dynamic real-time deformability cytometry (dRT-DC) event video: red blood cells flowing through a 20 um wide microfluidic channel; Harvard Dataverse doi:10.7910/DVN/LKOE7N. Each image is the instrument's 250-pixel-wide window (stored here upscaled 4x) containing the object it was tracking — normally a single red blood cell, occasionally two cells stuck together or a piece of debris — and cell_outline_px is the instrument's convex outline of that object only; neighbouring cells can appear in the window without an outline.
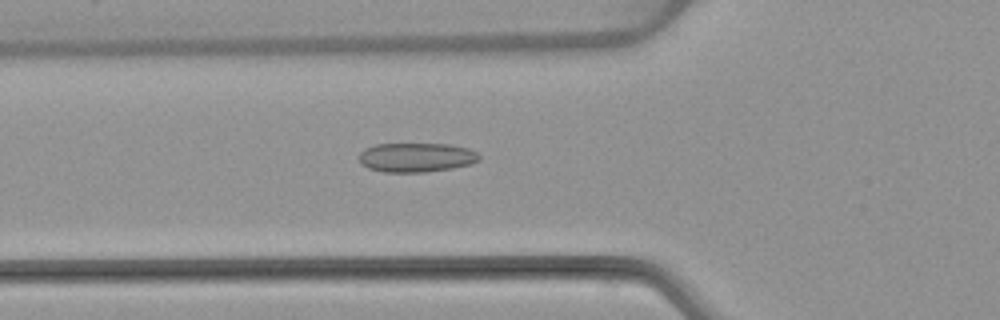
{"species": "common noctule bat (a hibernating species)", "species_latin": "Nyctalus noctula", "temperature_condition": "warm", "stored_images_in_passage": 53, "camera_frame_rate_fps": 3000, "um_per_image_px": 0.085, "animal": {"sex": "female", "body_mass_g": 22.7, "forearm_length_mm": 54.2}, "frame": {"image": 1, "passage_image": 19, "time_ms": 6.0, "image_size_px": [1000, 320], "cell_outline_px": [[480, 160], [472, 164], [452, 168], [424, 172], [384, 172], [368, 168], [360, 164], [360, 152], [364, 148], [376, 144], [448, 144], [468, 148], [476, 152], [480, 156]], "centroid_in_image_um": [35.38, 13.38], "position_along_channel_um": 90.4, "area_um2": 20.58}}
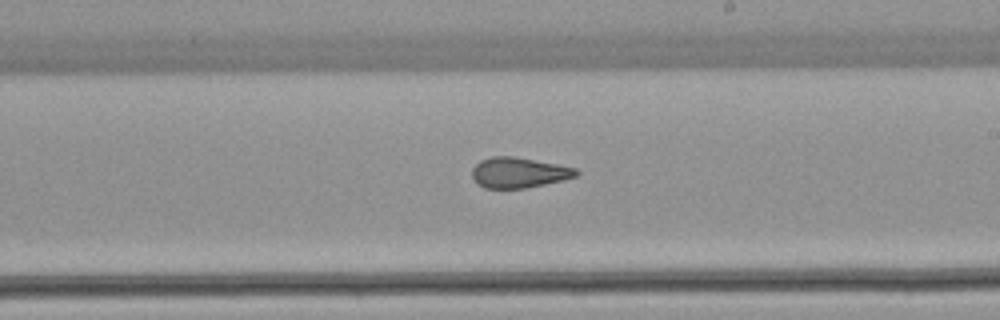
{"frame": {"image": 2, "passage_image": 31, "time_ms": 10.0, "image_size_px": [1000, 320], "cell_outline_px": [[580, 172], [576, 176], [564, 180], [524, 188], [484, 188], [476, 184], [472, 176], [472, 168], [480, 160], [492, 156], [516, 156], [576, 168]], "centroid_in_image_um": [44.07, 14.67], "position_along_channel_um": 244.9, "area_um2": 18.55}}
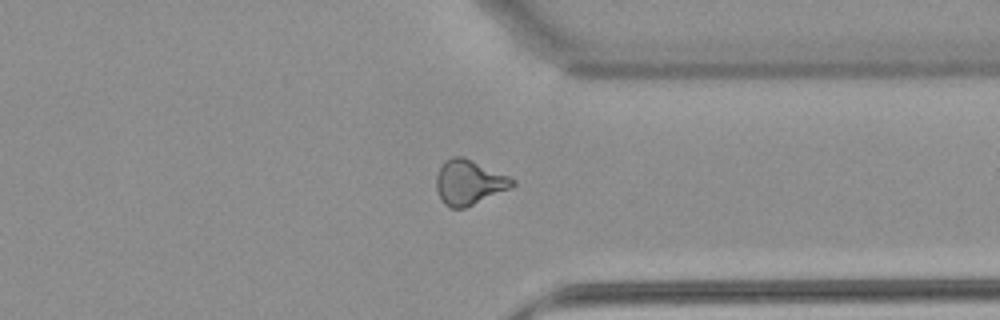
{"frame": {"image": 3, "passage_image": 41, "time_ms": 13.333, "image_size_px": [1000, 320], "cell_outline_px": [[516, 184], [512, 188], [464, 208], [448, 208], [440, 200], [436, 188], [436, 176], [444, 160], [452, 156], [464, 156], [508, 176], [516, 180]], "centroid_in_image_um": [39.86, 15.5], "position_along_channel_um": 371.5, "area_um2": 20.06}, "authors_computed_cell_mechanics": {"area_um2": 20.23, "velocity_mm_per_s": 3.8476, "shape_relaxation_time_tau1_ms": null, "shape_relaxation_time_tau2_ms": 2.0172, "deformation_change_tau1": null, "deformation_change_tau2": 0.0968}}